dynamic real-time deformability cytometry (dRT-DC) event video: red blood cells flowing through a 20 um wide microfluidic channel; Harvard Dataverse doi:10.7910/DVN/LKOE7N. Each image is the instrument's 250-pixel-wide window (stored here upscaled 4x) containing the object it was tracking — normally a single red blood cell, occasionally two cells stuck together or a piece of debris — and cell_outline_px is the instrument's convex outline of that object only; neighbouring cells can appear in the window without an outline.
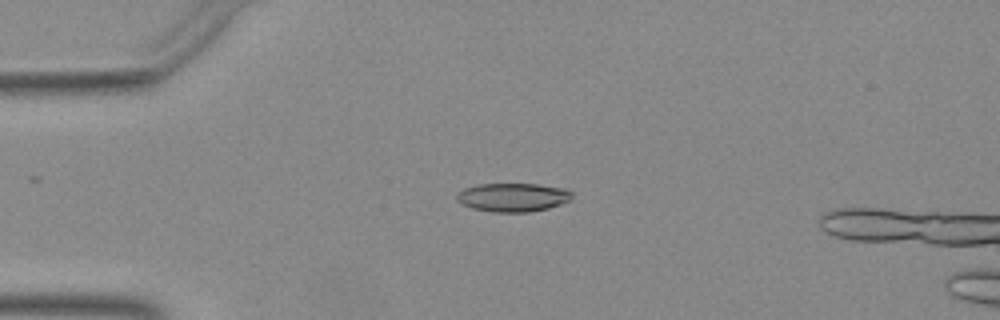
{"species": "Egyptian fruit bat (a non-hibernating species)", "species_latin": "Rousettus aegyptiacus", "temperature_condition": "warm", "stored_images_in_passage": 42, "camera_frame_rate_fps": 3000, "um_per_image_px": 0.085, "animal": {"sex": "female"}, "frame": {"image": 1, "passage_image": 5, "time_ms": 1.333, "image_size_px": [1000, 320], "cell_outline_px": [[572, 196], [568, 200], [560, 204], [548, 208], [528, 212], [492, 212], [472, 208], [456, 200], [456, 196], [464, 188], [480, 184], [536, 184], [564, 188], [572, 192]], "centroid_in_image_um": [43.59, 16.77], "position_along_channel_um": 41.4, "area_um2": 19.02}}
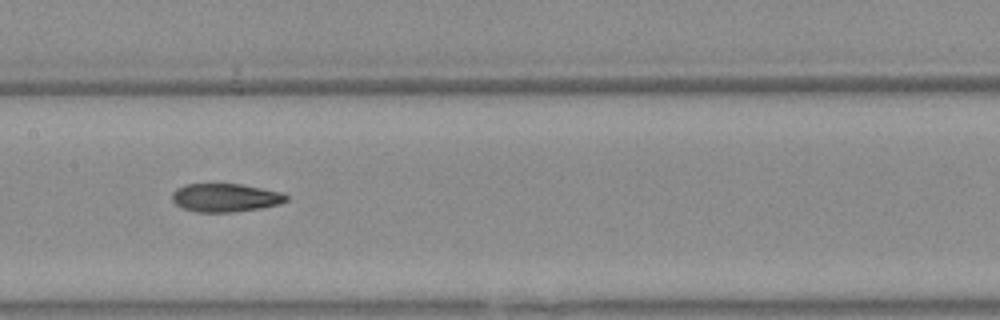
{"frame": {"image": 2, "passage_image": 18, "time_ms": 5.667, "image_size_px": [1000, 320], "cell_outline_px": [[288, 200], [280, 204], [260, 208], [232, 212], [196, 212], [184, 208], [176, 204], [172, 200], [172, 192], [176, 188], [184, 184], [240, 184], [280, 192], [288, 196]], "centroid_in_image_um": [19.13, 16.8], "position_along_channel_um": 188.3, "area_um2": 18.79}}
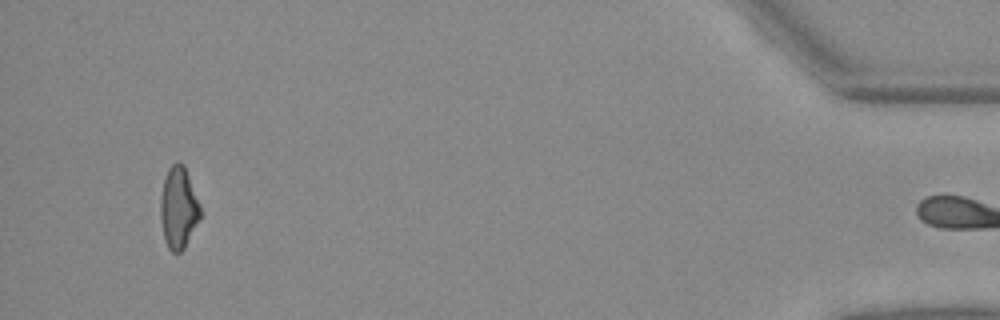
{"frame": {"image": 3, "passage_image": 41, "time_ms": 13.333, "image_size_px": [1000, 320], "cell_outline_px": [[200, 220], [184, 248], [180, 252], [172, 252], [168, 248], [164, 240], [160, 220], [160, 200], [164, 180], [168, 168], [176, 160], [180, 160], [184, 164], [200, 204]], "centroid_in_image_um": [15.17, 17.65], "position_along_channel_um": 420.0, "area_um2": 19.19}}